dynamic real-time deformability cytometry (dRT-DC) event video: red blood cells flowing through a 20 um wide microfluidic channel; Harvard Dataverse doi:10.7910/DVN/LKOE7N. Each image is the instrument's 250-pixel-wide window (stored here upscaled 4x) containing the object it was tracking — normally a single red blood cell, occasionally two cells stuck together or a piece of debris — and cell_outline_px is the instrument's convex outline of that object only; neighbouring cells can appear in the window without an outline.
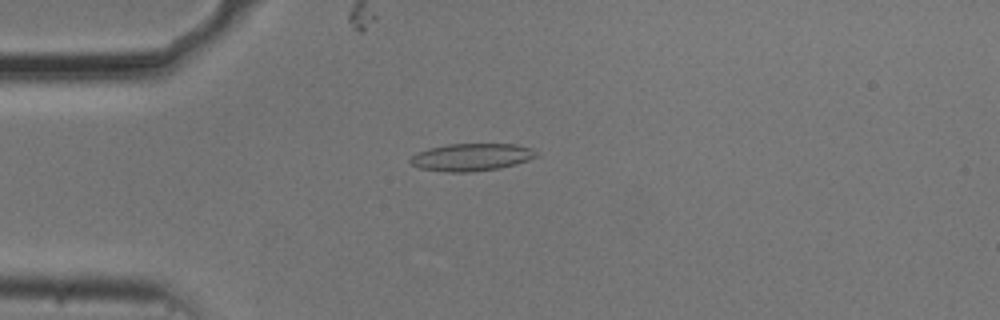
{"species": "common noctule bat (a hibernating species)", "species_latin": "Nyctalus noctula", "temperature_condition": "cold", "stored_images_in_passage": 54, "camera_frame_rate_fps": 3000, "um_per_image_px": 0.085, "animal": {"sex": "male", "body_mass_g": 20.5, "forearm_length_mm": 52.5}, "frame": {"image": 1, "passage_image": 14, "time_ms": 4.333, "image_size_px": [1000, 320], "cell_outline_px": [[540, 156], [516, 164], [500, 168], [472, 172], [448, 172], [420, 168], [412, 164], [408, 160], [416, 152], [428, 148], [448, 144], [516, 144], [532, 148]], "centroid_in_image_um": [40.09, 13.35], "position_along_channel_um": 44.9, "area_um2": 20.29}}
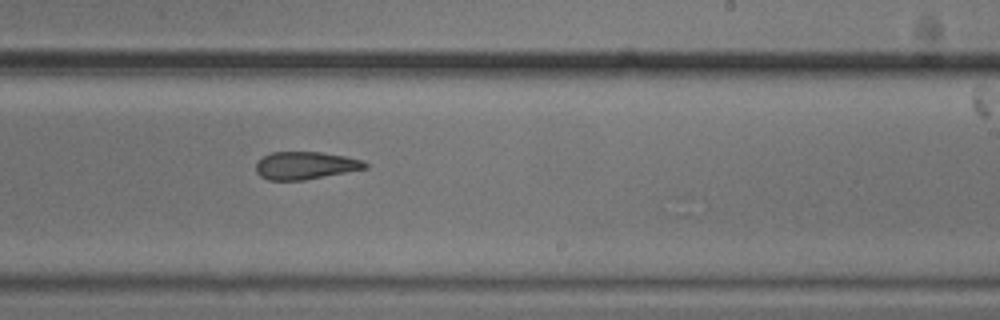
{"frame": {"image": 2, "passage_image": 33, "time_ms": 10.667, "image_size_px": [1000, 320], "cell_outline_px": [[368, 168], [304, 180], [268, 180], [260, 176], [256, 172], [256, 164], [264, 156], [272, 152], [320, 152], [344, 156], [364, 160], [368, 164]], "centroid_in_image_um": [25.97, 14.07], "position_along_channel_um": 263.0, "area_um2": 17.51}}
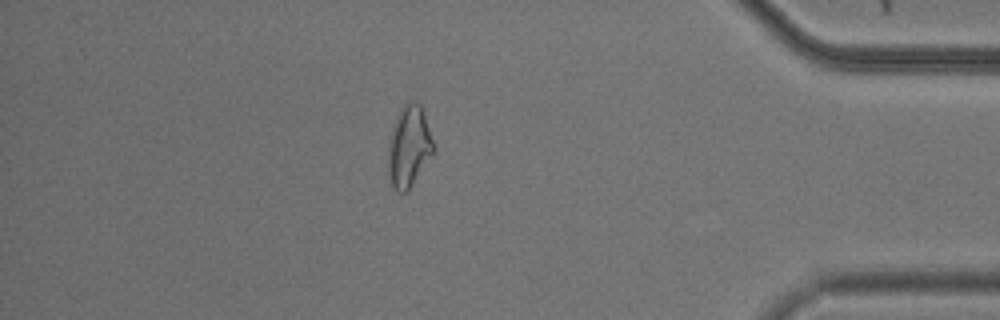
{"frame": {"image": 3, "passage_image": 47, "time_ms": 15.333, "image_size_px": [1000, 320], "cell_outline_px": [[436, 148], [408, 192], [400, 192], [392, 188], [388, 172], [388, 140], [396, 116], [400, 108], [408, 100], [416, 100], [420, 104]], "centroid_in_image_um": [34.74, 12.44], "position_along_channel_um": 400.5, "area_um2": 21.73}, "authors_computed_cell_mechanics": {"area_um2": 20.0277, "velocity_mm_per_s": 3.7264, "shape_relaxation_time_tau1_ms": null, "shape_relaxation_time_tau2_ms": 6.0824, "deformation_change_tau1": null, "deformation_change_tau2": 0.1681}}